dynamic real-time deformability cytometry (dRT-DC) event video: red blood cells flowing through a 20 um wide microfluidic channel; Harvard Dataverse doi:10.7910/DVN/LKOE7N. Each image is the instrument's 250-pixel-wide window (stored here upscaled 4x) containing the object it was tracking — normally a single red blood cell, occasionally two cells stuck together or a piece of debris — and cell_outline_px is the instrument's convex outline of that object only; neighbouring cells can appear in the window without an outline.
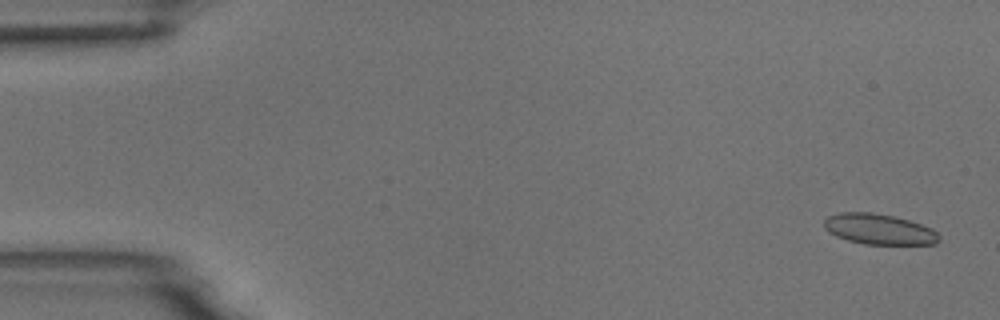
{"species": "common noctule bat (a hibernating species)", "species_latin": "Nyctalus noctula", "temperature_condition": "room temperature", "stored_images_in_passage": 5, "camera_frame_rate_fps": 3000, "um_per_image_px": 0.085, "animal": {"sex": "male", "body_mass_g": 18.8}, "frame": {"image": 1, "passage_image": 1, "time_ms": 0.0, "image_size_px": [1000, 320], "cell_outline_px": [[940, 240], [936, 244], [864, 244], [848, 240], [836, 236], [828, 232], [824, 228], [824, 220], [828, 216], [840, 212], [872, 212], [896, 216], [932, 228], [940, 236]], "centroid_in_image_um": [74.71, 19.47], "position_along_channel_um": 10.3, "area_um2": 20.58}}
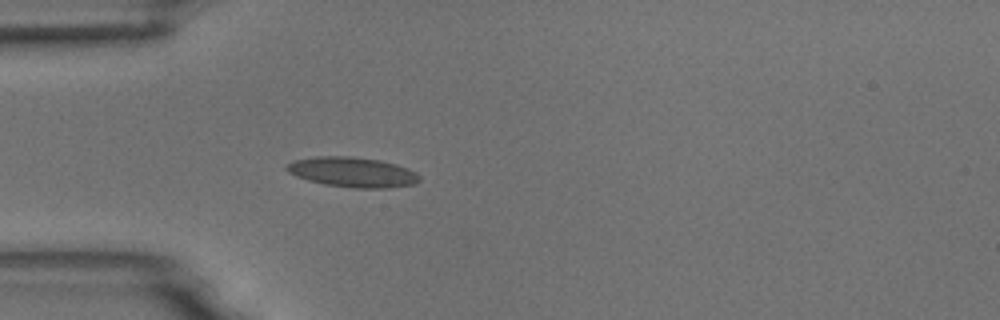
{"frame": {"image": 2, "passage_image": 5, "time_ms": 1.333, "image_size_px": [1000, 320], "cell_outline_px": [[420, 180], [416, 184], [388, 188], [352, 188], [324, 184], [308, 180], [296, 176], [288, 172], [284, 168], [284, 164], [292, 160], [316, 156], [352, 156], [380, 160], [396, 164], [408, 168], [416, 172], [420, 176]], "centroid_in_image_um": [29.94, 14.62], "position_along_channel_um": 55.1, "area_um2": 23.58}}